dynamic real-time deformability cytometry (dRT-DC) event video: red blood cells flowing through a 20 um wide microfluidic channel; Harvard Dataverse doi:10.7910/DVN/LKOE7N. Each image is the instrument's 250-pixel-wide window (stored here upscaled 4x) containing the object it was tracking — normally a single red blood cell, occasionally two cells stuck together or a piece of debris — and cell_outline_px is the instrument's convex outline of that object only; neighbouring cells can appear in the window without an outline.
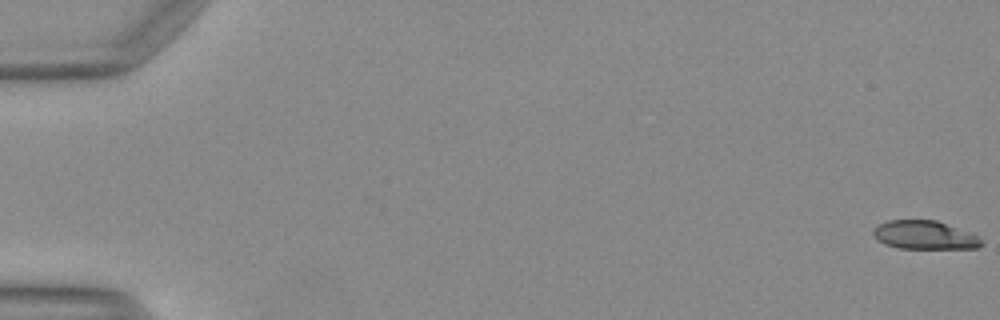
{"species": "Egyptian fruit bat (a non-hibernating species)", "species_latin": "Rousettus aegyptiacus", "temperature_condition": "warm", "stored_images_in_passage": 7, "camera_frame_rate_fps": 3000, "um_per_image_px": 0.085, "animal": {"sex": "female"}, "frame": {"image": 1, "passage_image": 1, "time_ms": 0.0, "image_size_px": [1000, 320], "cell_outline_px": [[984, 244], [976, 248], [896, 248], [884, 244], [876, 240], [872, 232], [872, 228], [888, 220], [936, 220], [976, 236]], "centroid_in_image_um": [78.49, 19.98], "position_along_channel_um": 6.5, "area_um2": 17.74}}